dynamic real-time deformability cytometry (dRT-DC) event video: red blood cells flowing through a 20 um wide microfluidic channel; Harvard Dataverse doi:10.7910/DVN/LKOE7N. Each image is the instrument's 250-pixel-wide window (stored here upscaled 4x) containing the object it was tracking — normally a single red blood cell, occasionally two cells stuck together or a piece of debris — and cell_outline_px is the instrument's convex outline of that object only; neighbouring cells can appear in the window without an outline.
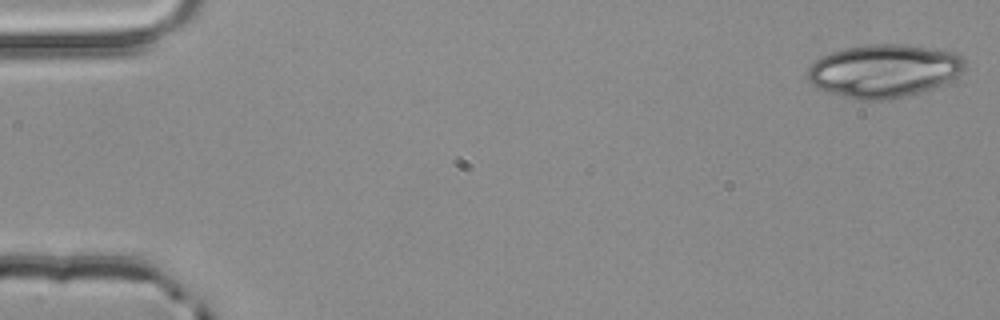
{"species": "common noctule bat (a hibernating species)", "species_latin": "Nyctalus noctula", "temperature_condition": "room temperature", "stored_images_in_passage": 53, "camera_frame_rate_fps": 3000, "um_per_image_px": 0.085, "animal": {"sex": "male", "body_mass_g": 20.4}, "frame": {"image": 1, "passage_image": 1, "time_ms": 0.0, "image_size_px": [1000, 320], "cell_outline_px": [[964, 72], [940, 88], [908, 96], [884, 100], [856, 100], [816, 88], [808, 80], [808, 68], [816, 60], [832, 52], [844, 48], [868, 44], [908, 44], [956, 52], [964, 60]], "centroid_in_image_um": [75.2, 6.03], "position_along_channel_um": 9.8, "area_um2": 49.3}}
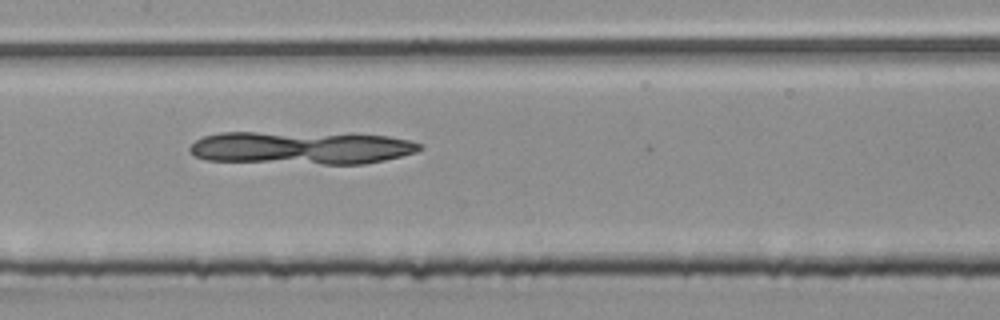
{"frame": {"image": 2, "passage_image": 26, "time_ms": 8.333, "image_size_px": [1000, 320], "cell_outline_px": [[420, 148], [416, 152], [384, 160], [364, 164], [324, 164], [208, 160], [196, 156], [188, 152], [188, 148], [196, 140], [204, 136], [220, 132], [352, 132], [388, 136], [408, 140], [420, 144]], "centroid_in_image_um": [25.62, 12.53], "position_along_channel_um": 181.8, "area_um2": 44.8}}
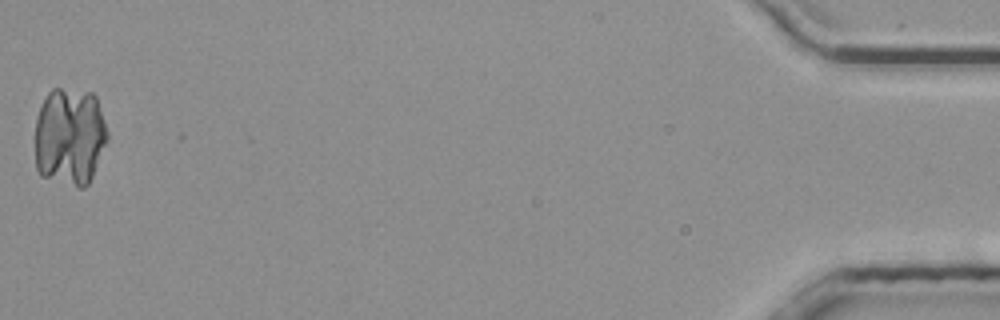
{"frame": {"image": 3, "passage_image": 53, "time_ms": 17.333, "image_size_px": [1000, 320], "cell_outline_px": [[108, 140], [92, 176], [88, 184], [84, 188], [80, 188], [40, 176], [36, 168], [36, 116], [48, 92], [52, 88], [60, 88], [92, 92], [96, 96], [108, 132]], "centroid_in_image_um": [5.93, 11.61], "position_along_channel_um": 429.3, "area_um2": 41.73}}